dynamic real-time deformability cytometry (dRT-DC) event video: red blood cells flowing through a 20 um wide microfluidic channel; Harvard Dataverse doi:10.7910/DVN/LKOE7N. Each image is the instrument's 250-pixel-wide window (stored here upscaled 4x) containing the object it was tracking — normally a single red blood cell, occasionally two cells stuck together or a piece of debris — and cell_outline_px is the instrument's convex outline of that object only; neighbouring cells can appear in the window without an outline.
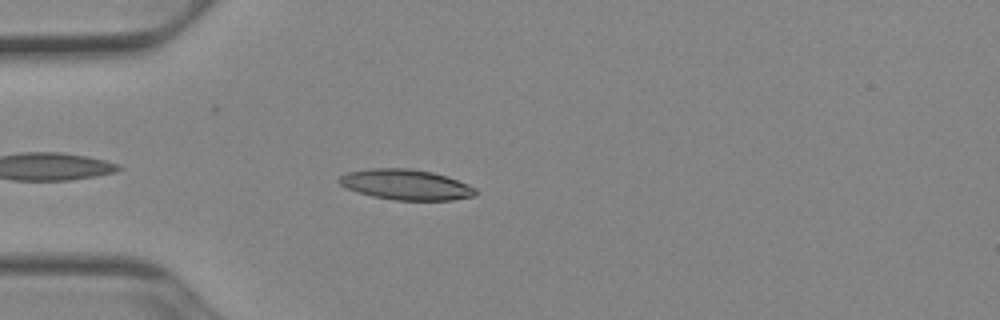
{"species": "Egyptian fruit bat (a non-hibernating species)", "species_latin": "Rousettus aegyptiacus", "temperature_condition": "cold", "stored_images_in_passage": 41, "camera_frame_rate_fps": 3000, "um_per_image_px": 0.085, "animal": {"sex": "female"}, "frame": {"image": 1, "passage_image": 4, "time_ms": 1.0, "image_size_px": [1000, 320], "cell_outline_px": [[476, 196], [452, 200], [392, 200], [372, 196], [348, 188], [340, 184], [336, 180], [340, 176], [348, 172], [372, 168], [408, 168], [432, 172], [448, 176], [468, 184], [476, 188]], "centroid_in_image_um": [34.53, 15.69], "position_along_channel_um": 50.5, "area_um2": 24.22}}
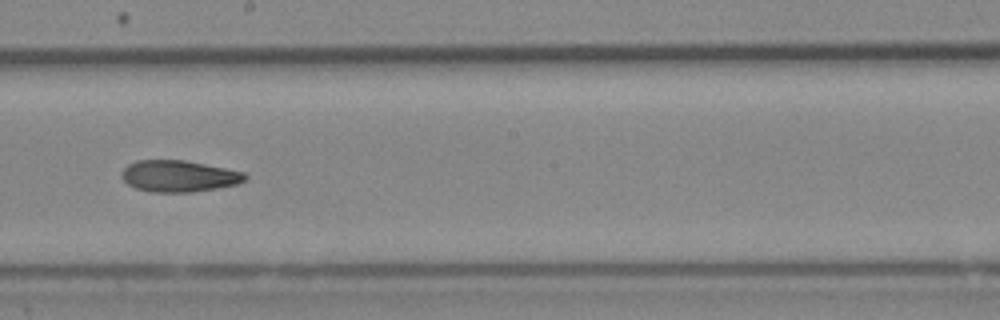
{"frame": {"image": 2, "passage_image": 19, "time_ms": 6.0, "image_size_px": [1000, 320], "cell_outline_px": [[248, 176], [244, 180], [236, 184], [216, 188], [192, 192], [152, 192], [136, 188], [128, 184], [120, 176], [120, 172], [128, 164], [136, 160], [184, 160], [244, 172]], "centroid_in_image_um": [15.16, 14.96], "position_along_channel_um": 233.0, "area_um2": 22.54}}
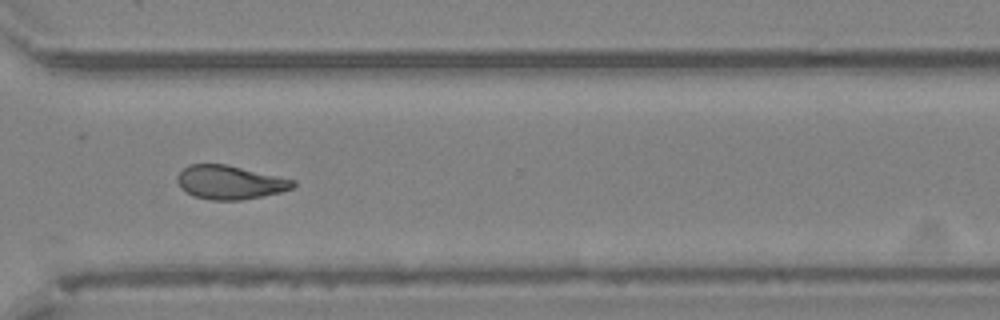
{"frame": {"image": 3, "passage_image": 28, "time_ms": 9.0, "image_size_px": [1000, 320], "cell_outline_px": [[296, 184], [292, 188], [280, 192], [240, 200], [212, 200], [192, 196], [180, 188], [176, 180], [176, 176], [188, 164], [228, 164], [296, 180]], "centroid_in_image_um": [19.51, 15.49], "position_along_channel_um": 351.1, "area_um2": 22.89}, "authors_computed_cell_mechanics": {"area_um2": 23.0622, "velocity_mm_per_s": 3.9256, "shape_relaxation_time_tau1_ms": 9.5125, "shape_relaxation_time_tau2_ms": 5.3026, "deformation_change_tau1": 0.2174, "deformation_change_tau2": 0.1251}}